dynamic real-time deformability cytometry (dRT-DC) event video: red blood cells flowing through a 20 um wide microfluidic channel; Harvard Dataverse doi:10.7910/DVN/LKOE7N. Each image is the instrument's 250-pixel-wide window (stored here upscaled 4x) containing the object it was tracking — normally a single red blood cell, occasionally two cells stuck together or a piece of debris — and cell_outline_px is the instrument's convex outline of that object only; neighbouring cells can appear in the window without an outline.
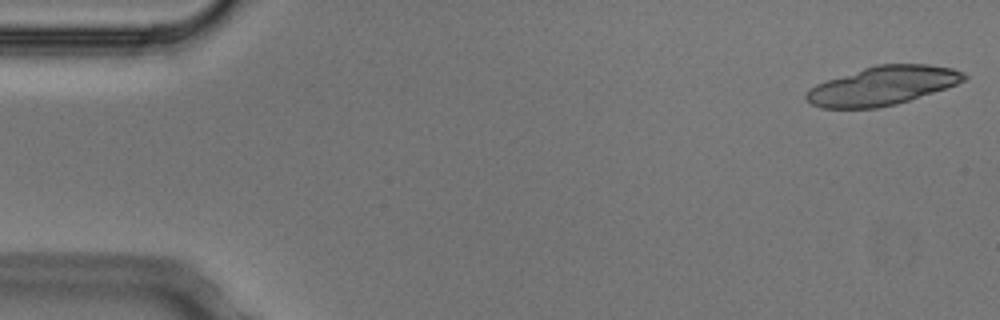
{"species": "Egyptian fruit bat (a non-hibernating species)", "species_latin": "Rousettus aegyptiacus", "temperature_condition": "cold", "stored_images_in_passage": 9, "segment_of_instrument_passage": [1, 2], "camera_frame_rate_fps": 3000, "um_per_image_px": 0.085, "animal": {"sex": "male"}, "frame": {"image": 1, "passage_image": 1, "time_ms": 0.0, "image_size_px": [1000, 320], "cell_outline_px": [[968, 76], [964, 80], [956, 84], [896, 104], [876, 108], [820, 108], [812, 104], [804, 96], [808, 88], [816, 84], [876, 64], [928, 64], [952, 68], [964, 72]], "centroid_in_image_um": [75.0, 7.28], "position_along_channel_um": 10.0, "area_um2": 35.26}}